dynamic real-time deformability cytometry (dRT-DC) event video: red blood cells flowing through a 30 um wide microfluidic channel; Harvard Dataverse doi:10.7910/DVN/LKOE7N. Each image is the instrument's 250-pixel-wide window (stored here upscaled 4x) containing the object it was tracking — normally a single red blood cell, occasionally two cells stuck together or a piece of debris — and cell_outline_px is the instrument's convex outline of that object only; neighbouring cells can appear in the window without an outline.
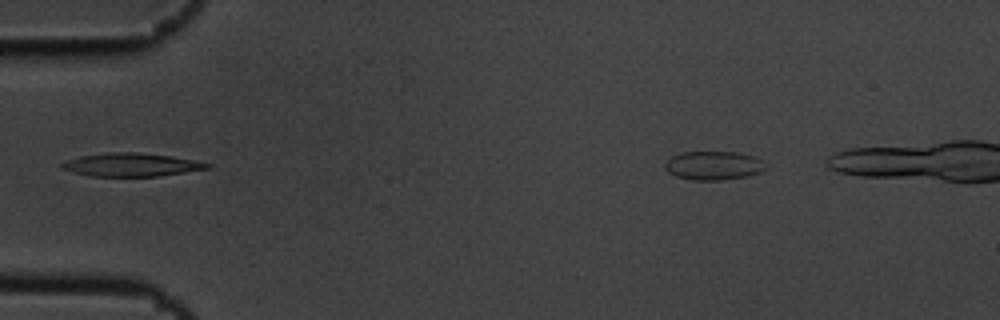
{"species": "common noctule bat (a hibernating species)", "species_latin": "Nyctalus noctula", "temperature_condition": "cold", "stored_images_in_passage": 9, "segment_of_instrument_passage": [1, 2], "camera_frame_rate_fps": 3000, "um_per_image_px": 0.085, "animal": {"sex": "male", "body_mass_g": 19.5, "forearm_length_mm": 54.6}, "frame": {"image": 1, "passage_image": 2, "time_ms": 0.333, "image_size_px": [1000, 320], "cell_outline_px": [[768, 168], [760, 172], [748, 176], [720, 180], [692, 180], [676, 176], [668, 172], [664, 168], [664, 164], [672, 156], [680, 152], [736, 152], [756, 156], [764, 160], [768, 164]], "centroid_in_image_um": [60.7, 14.06], "position_along_channel_um": 24.3, "area_um2": 17.17}}
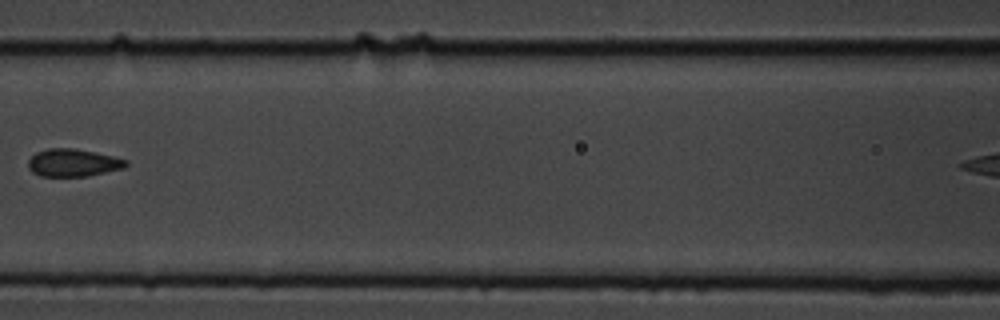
{"frame": {"image": 2, "passage_image": 7, "time_ms": 2.0, "image_size_px": [1000, 320], "cell_outline_px": [[128, 164], [124, 168], [88, 176], [40, 176], [32, 172], [28, 168], [28, 160], [36, 152], [48, 148], [76, 148], [96, 152], [128, 160]], "centroid_in_image_um": [6.21, 13.83], "position_along_channel_um": 160.4, "area_um2": 15.84}}
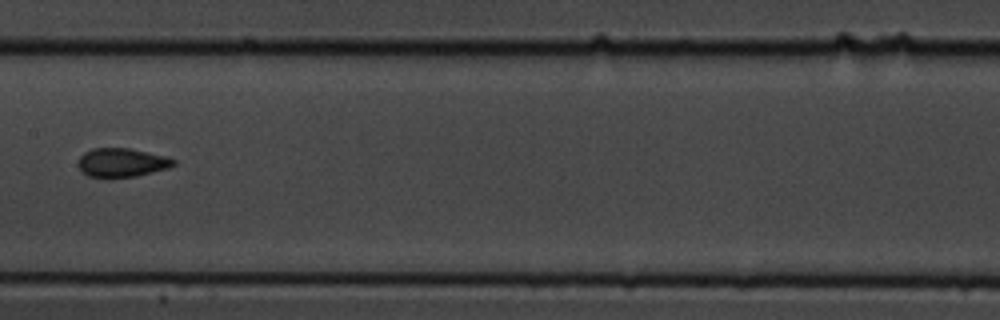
{"frame": {"image": 3, "passage_image": 8, "time_ms": 2.333, "image_size_px": [1000, 320], "cell_outline_px": [[176, 164], [168, 168], [136, 176], [88, 176], [80, 168], [80, 156], [84, 152], [92, 148], [128, 148], [164, 156], [176, 160]], "centroid_in_image_um": [10.38, 13.8], "position_along_channel_um": 197.0, "area_um2": 15.49}}